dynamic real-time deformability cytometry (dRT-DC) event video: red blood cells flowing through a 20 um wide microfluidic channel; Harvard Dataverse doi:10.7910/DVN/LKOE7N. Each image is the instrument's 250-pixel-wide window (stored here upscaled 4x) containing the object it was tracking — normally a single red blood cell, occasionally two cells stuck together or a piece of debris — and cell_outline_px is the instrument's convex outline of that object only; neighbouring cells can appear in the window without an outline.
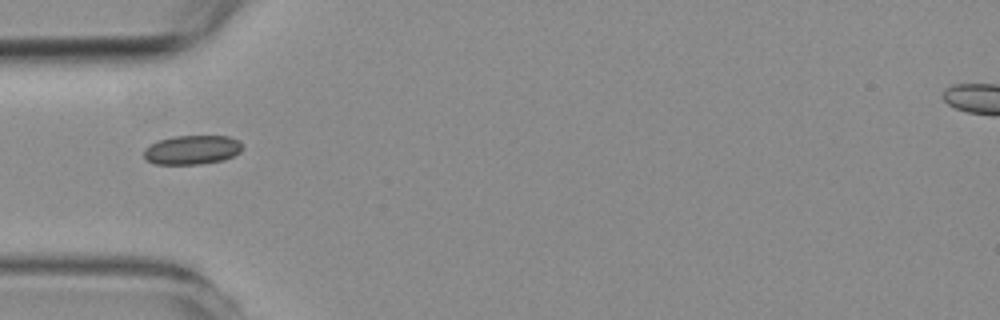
{"species": "common noctule bat (a hibernating species)", "species_latin": "Nyctalus noctula", "temperature_condition": "room temperature", "stored_images_in_passage": 21, "camera_frame_rate_fps": 3000, "um_per_image_px": 0.085, "animal": {"sex": "female", "body_mass_g": 19.3, "forearm_length_mm": 54.1}, "frame": {"image": 1, "passage_image": 1, "time_ms": 0.0, "image_size_px": [1000, 320], "cell_outline_px": [[244, 148], [240, 152], [224, 160], [200, 164], [156, 164], [144, 160], [144, 148], [156, 140], [172, 136], [228, 136], [240, 140]], "centroid_in_image_um": [16.31, 12.73], "position_along_channel_um": 68.7, "area_um2": 17.05}}
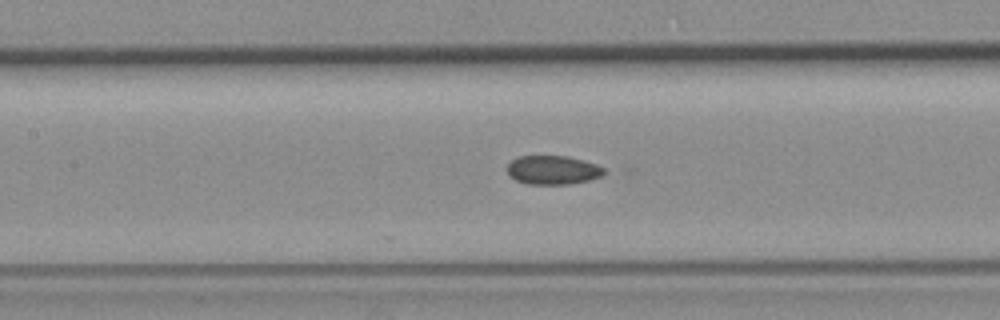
{"frame": {"image": 2, "passage_image": 9, "time_ms": 2.667, "image_size_px": [1000, 320], "cell_outline_px": [[604, 176], [572, 184], [528, 184], [516, 180], [508, 176], [508, 164], [512, 160], [520, 156], [568, 156], [584, 160], [596, 164], [604, 168]], "centroid_in_image_um": [47.01, 14.45], "position_along_channel_um": 160.4, "area_um2": 16.36}}
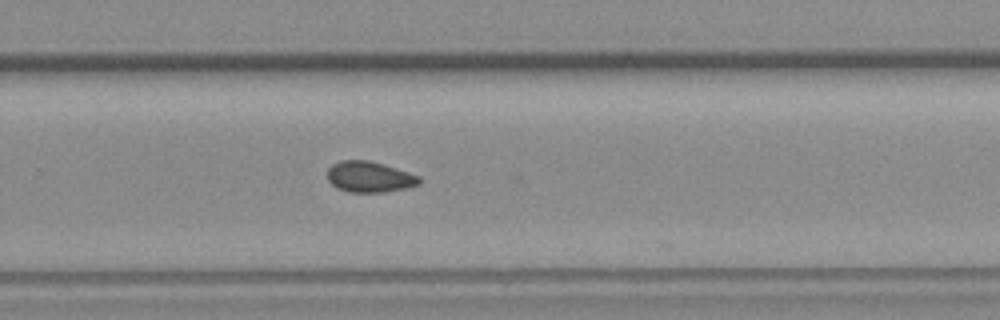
{"frame": {"image": 3, "passage_image": 20, "time_ms": 6.333, "image_size_px": [1000, 320], "cell_outline_px": [[420, 184], [404, 188], [384, 192], [348, 192], [336, 188], [328, 180], [328, 168], [332, 164], [340, 160], [368, 160], [384, 164], [420, 176]], "centroid_in_image_um": [31.38, 15.03], "position_along_channel_um": 298.4, "area_um2": 16.53}}